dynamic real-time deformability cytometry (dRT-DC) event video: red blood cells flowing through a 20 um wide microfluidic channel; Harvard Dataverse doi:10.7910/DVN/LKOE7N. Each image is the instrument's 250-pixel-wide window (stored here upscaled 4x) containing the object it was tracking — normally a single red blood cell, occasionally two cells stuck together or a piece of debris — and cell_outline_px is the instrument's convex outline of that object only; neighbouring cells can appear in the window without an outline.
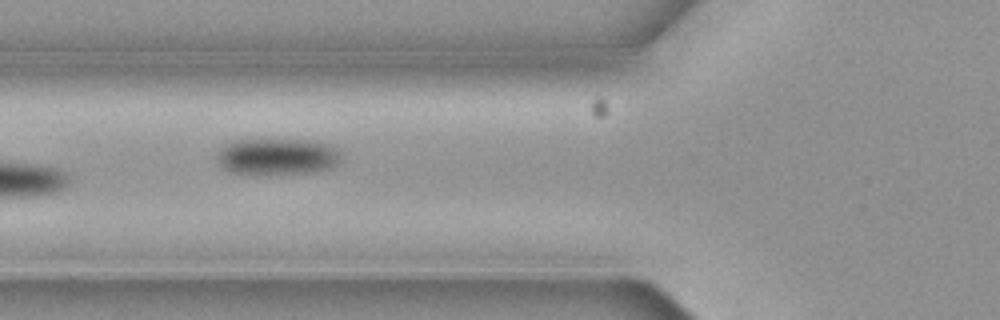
{"species": "common noctule bat (a hibernating species)", "species_latin": "Nyctalus noctula", "temperature_condition": "cold", "stored_images_in_passage": 6, "camera_frame_rate_fps": 3000, "um_per_image_px": 0.085, "animal": {"sex": "female", "body_mass_g": 19.3, "forearm_length_mm": 54.1}, "frame": {"image": 1, "passage_image": 6, "time_ms": 1.667, "image_size_px": [1000, 320], "cell_outline_px": [[344, 156], [336, 164], [328, 168], [308, 172], [228, 172], [216, 160], [216, 156], [224, 144], [232, 140], [316, 140], [340, 148]], "centroid_in_image_um": [23.61, 13.26], "position_along_channel_um": 102.2, "area_um2": 26.01}}